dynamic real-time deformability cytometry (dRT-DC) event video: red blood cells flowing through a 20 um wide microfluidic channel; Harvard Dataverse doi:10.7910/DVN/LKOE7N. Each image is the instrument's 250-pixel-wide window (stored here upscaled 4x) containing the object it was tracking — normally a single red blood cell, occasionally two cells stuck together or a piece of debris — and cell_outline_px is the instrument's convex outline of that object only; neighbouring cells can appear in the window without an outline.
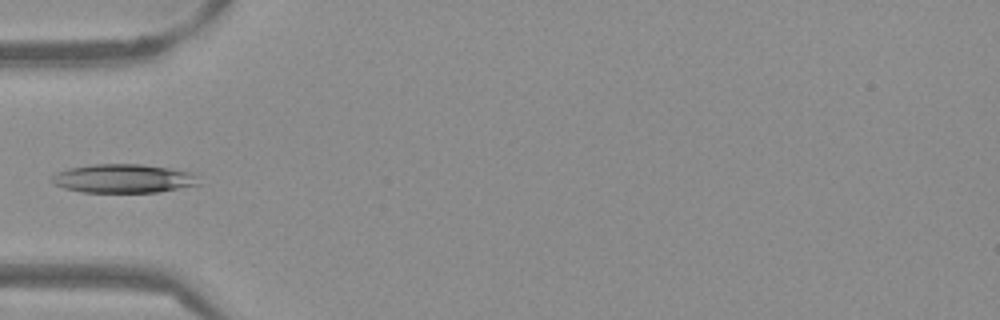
{"species": "Egyptian fruit bat (a non-hibernating species)", "species_latin": "Rousettus aegyptiacus", "temperature_condition": "warm", "stored_images_in_passage": 36, "camera_frame_rate_fps": 3000, "um_per_image_px": 0.085, "frame": {"image": 1, "passage_image": 1, "time_ms": 0.0, "image_size_px": [1000, 320], "cell_outline_px": [[200, 184], [160, 192], [80, 192], [64, 188], [52, 184], [52, 176], [56, 172], [68, 168], [92, 164], [140, 164], [168, 168], [192, 172], [196, 176]], "centroid_in_image_um": [10.46, 15.17], "position_along_channel_um": 74.5, "area_um2": 24.68}}
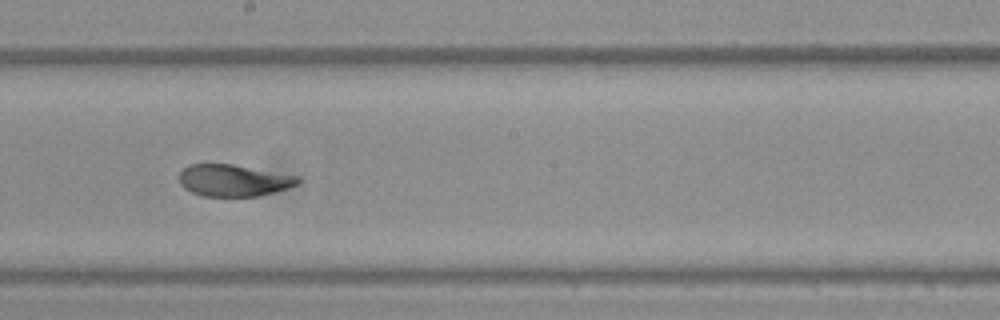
{"frame": {"image": 2, "passage_image": 13, "time_ms": 4.0, "image_size_px": [1000, 320], "cell_outline_px": [[300, 184], [288, 188], [256, 196], [204, 196], [192, 192], [184, 188], [180, 184], [180, 172], [188, 164], [232, 164], [300, 176]], "centroid_in_image_um": [19.87, 15.33], "position_along_channel_um": 228.3, "area_um2": 21.96}}
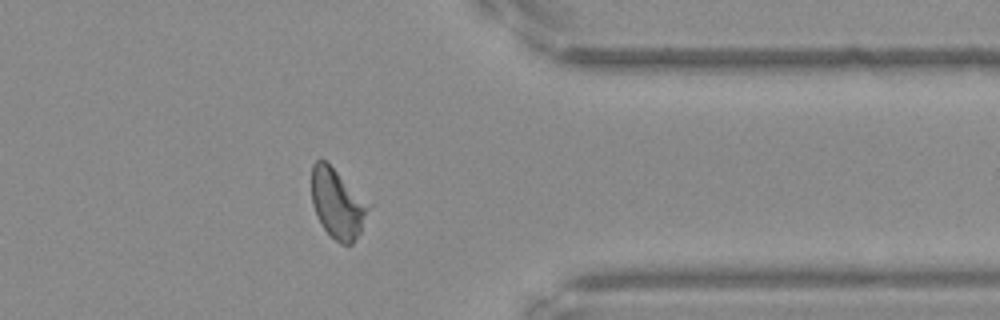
{"frame": {"image": 3, "passage_image": 26, "time_ms": 8.333, "image_size_px": [1000, 320], "cell_outline_px": [[372, 204], [360, 232], [352, 244], [340, 244], [320, 224], [316, 216], [312, 204], [312, 164], [316, 160], [324, 160]], "centroid_in_image_um": [28.7, 17.31], "position_along_channel_um": 382.7, "area_um2": 23.0}}